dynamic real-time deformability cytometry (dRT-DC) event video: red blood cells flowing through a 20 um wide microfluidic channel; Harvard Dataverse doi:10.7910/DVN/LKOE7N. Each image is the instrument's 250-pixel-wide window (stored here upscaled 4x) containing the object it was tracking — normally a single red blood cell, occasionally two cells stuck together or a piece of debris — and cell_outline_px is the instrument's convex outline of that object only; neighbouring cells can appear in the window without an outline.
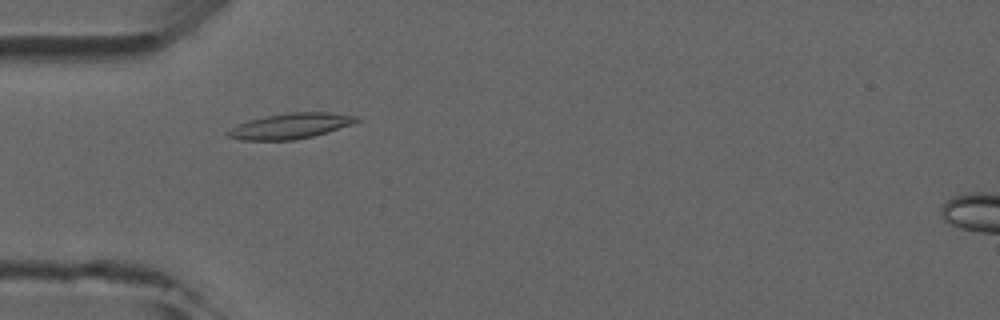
{"species": "common noctule bat (a hibernating species)", "species_latin": "Nyctalus noctula", "temperature_condition": "room temperature", "stored_images_in_passage": 7, "camera_frame_rate_fps": 3000, "um_per_image_px": 0.085, "animal": {"sex": "male", "forearm_length_mm": 52.5}, "frame": {"image": 1, "passage_image": 5, "time_ms": 4.667, "image_size_px": [1000, 320], "cell_outline_px": [[360, 120], [352, 124], [312, 136], [292, 140], [240, 140], [228, 136], [224, 132], [236, 124], [248, 120], [264, 116], [288, 112], [328, 112], [356, 116]], "centroid_in_image_um": [24.61, 10.7], "position_along_channel_um": 60.4, "area_um2": 19.07}}
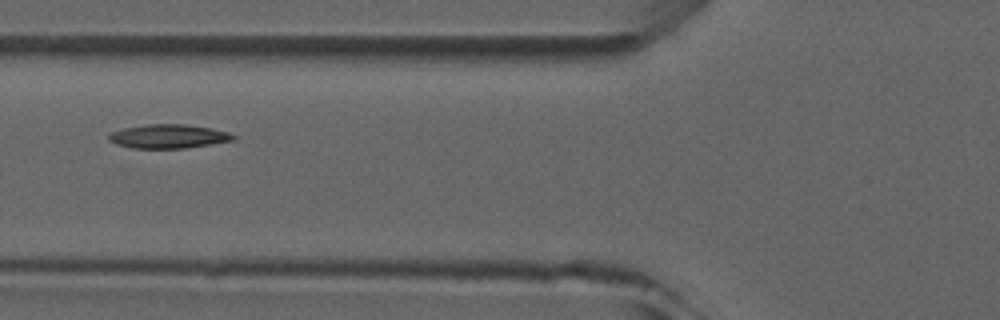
{"frame": {"image": 2, "passage_image": 6, "time_ms": 6.0, "image_size_px": [1000, 320], "cell_outline_px": [[236, 140], [184, 148], [132, 148], [116, 144], [108, 140], [108, 136], [112, 132], [124, 128], [148, 124], [184, 124], [212, 128], [228, 132], [236, 136]], "centroid_in_image_um": [14.33, 11.59], "position_along_channel_um": 111.5, "area_um2": 17.28}}
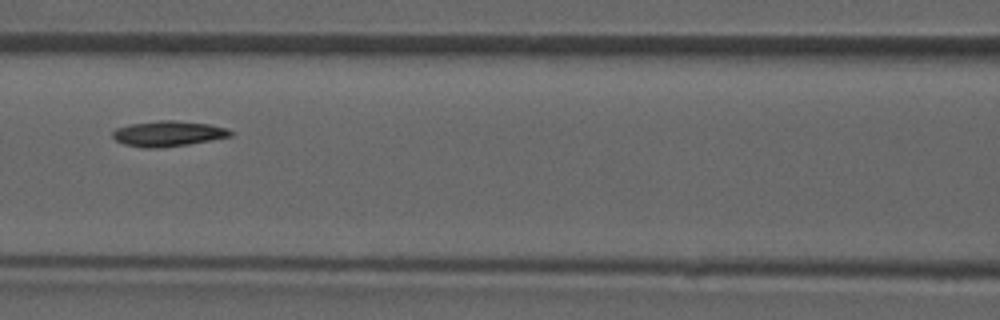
{"frame": {"image": 3, "passage_image": 7, "time_ms": 7.0, "image_size_px": [1000, 320], "cell_outline_px": [[232, 136], [188, 144], [160, 148], [140, 148], [124, 144], [116, 140], [112, 136], [112, 132], [116, 128], [132, 124], [160, 120], [176, 120], [208, 124], [228, 128], [232, 132]], "centroid_in_image_um": [14.28, 11.36], "position_along_channel_um": 152.3, "area_um2": 17.46}}